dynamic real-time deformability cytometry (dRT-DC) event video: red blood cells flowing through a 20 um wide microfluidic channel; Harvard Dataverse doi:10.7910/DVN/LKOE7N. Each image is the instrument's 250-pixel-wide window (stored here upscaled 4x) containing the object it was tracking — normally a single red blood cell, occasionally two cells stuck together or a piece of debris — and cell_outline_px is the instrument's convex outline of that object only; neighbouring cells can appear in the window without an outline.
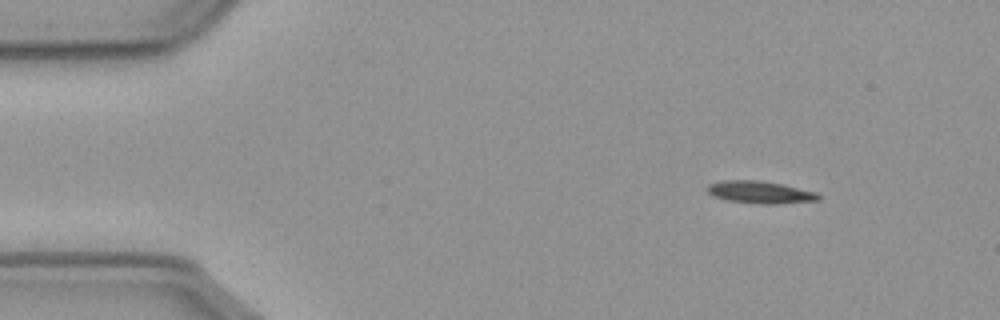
{"species": "common noctule bat (a hibernating species)", "species_latin": "Nyctalus noctula", "temperature_condition": "cold", "stored_images_in_passage": 51, "camera_frame_rate_fps": 3000, "um_per_image_px": 0.085, "animal": {"sex": "male", "body_mass_g": 23.1, "forearm_length_mm": 52.7}, "frame": {"image": 1, "passage_image": 1, "time_ms": 0.0, "image_size_px": [1000, 320], "cell_outline_px": [[820, 200], [776, 204], [764, 204], [728, 200], [712, 196], [704, 188], [708, 184], [720, 180], [760, 180], [784, 184], [816, 192], [820, 196]], "centroid_in_image_um": [64.58, 16.32], "position_along_channel_um": 20.4, "area_um2": 14.62}}
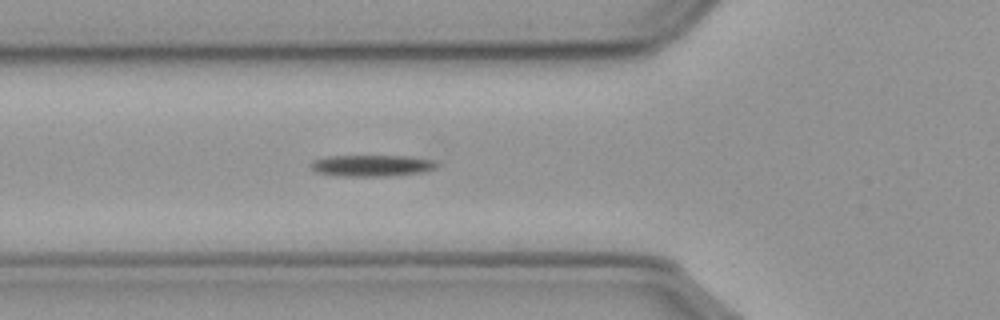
{"frame": {"image": 2, "passage_image": 14, "time_ms": 4.333, "image_size_px": [1000, 320], "cell_outline_px": [[440, 164], [436, 168], [428, 172], [388, 176], [344, 176], [316, 172], [312, 168], [312, 160], [328, 156], [404, 156], [432, 160]], "centroid_in_image_um": [31.66, 14.08], "position_along_channel_um": 94.1, "area_um2": 15.72}}
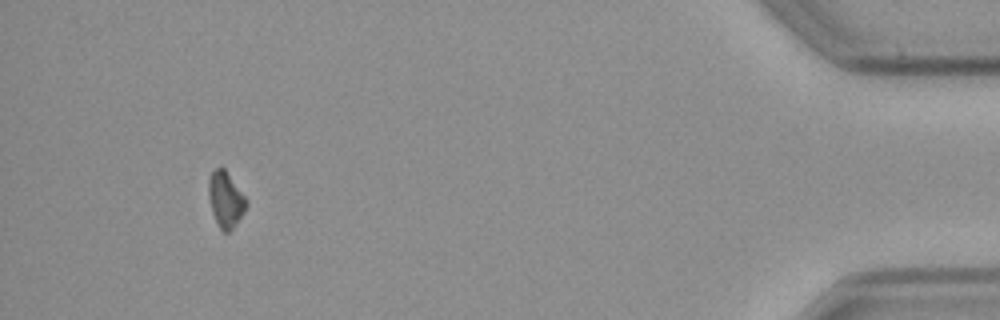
{"frame": {"image": 3, "passage_image": 47, "time_ms": 15.333, "image_size_px": [1000, 320], "cell_outline_px": [[248, 204], [244, 212], [232, 228], [228, 232], [224, 232], [220, 228], [212, 212], [208, 196], [208, 180], [212, 172], [216, 168], [224, 168], [244, 196]], "centroid_in_image_um": [19.16, 16.95], "position_along_channel_um": 416.0, "area_um2": 11.91}, "authors_computed_cell_mechanics": {"area_um2": 14.2766, "velocity_mm_per_s": 3.5995, "shape_relaxation_time_tau1_ms": 4.7412, "shape_relaxation_time_tau2_ms": null, "deformation_change_tau1": 0.1216, "deformation_change_tau2": null}}